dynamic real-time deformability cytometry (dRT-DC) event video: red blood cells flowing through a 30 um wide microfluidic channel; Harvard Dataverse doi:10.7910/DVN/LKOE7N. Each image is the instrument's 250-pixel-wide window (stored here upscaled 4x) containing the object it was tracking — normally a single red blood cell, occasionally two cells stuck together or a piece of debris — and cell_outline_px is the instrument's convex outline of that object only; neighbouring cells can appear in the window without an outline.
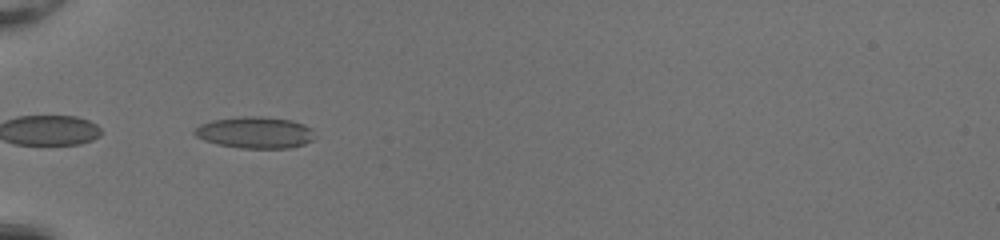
{"species": "common noctule bat (a hibernating species)", "species_latin": "Nyctalus noctula", "temperature_condition": "room temperature", "stored_images_in_passage": 30, "camera_frame_rate_fps": 3000, "um_per_image_px": 0.085, "animal": {"sex": "female", "body_mass_g": 20.0, "forearm_length_mm": 54.0}, "frame": {"image": 1, "passage_image": 1, "time_ms": 0.0, "image_size_px": [1000, 240], "cell_outline_px": [[312, 140], [304, 144], [288, 148], [240, 148], [216, 144], [204, 140], [196, 136], [192, 132], [200, 124], [212, 120], [240, 116], [260, 116], [292, 120], [304, 124], [312, 128]], "centroid_in_image_um": [21.65, 11.26], "position_along_channel_um": 63.3, "area_um2": 22.14}}
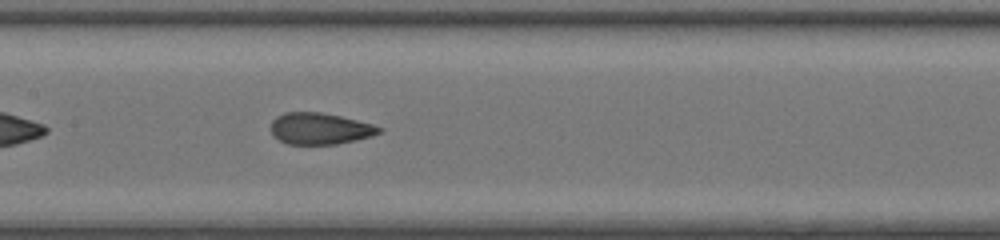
{"frame": {"image": 2, "passage_image": 10, "time_ms": 3.0, "image_size_px": [1000, 240], "cell_outline_px": [[384, 128], [380, 132], [372, 136], [356, 140], [336, 144], [288, 144], [272, 136], [272, 120], [276, 116], [284, 112], [320, 112], [340, 116], [372, 124]], "centroid_in_image_um": [27.18, 10.93], "position_along_channel_um": 180.2, "area_um2": 19.83}}
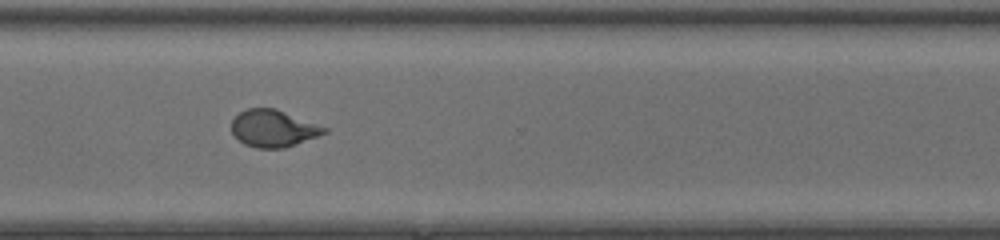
{"frame": {"image": 3, "passage_image": 22, "time_ms": 7.0, "image_size_px": [1000, 240], "cell_outline_px": [[328, 132], [284, 148], [256, 148], [244, 144], [232, 132], [232, 120], [240, 112], [248, 108], [276, 108], [328, 128]], "centroid_in_image_um": [23.23, 10.91], "position_along_channel_um": 347.4, "area_um2": 19.83}, "authors_computed_cell_mechanics": {"area_um2": 19.941, "velocity_mm_per_s": 4.1887, "shape_relaxation_time_tau1_ms": 5.8736, "shape_relaxation_time_tau2_ms": 0.6746, "deformation_change_tau1": 0.2321, "deformation_change_tau2": 0.0656}}